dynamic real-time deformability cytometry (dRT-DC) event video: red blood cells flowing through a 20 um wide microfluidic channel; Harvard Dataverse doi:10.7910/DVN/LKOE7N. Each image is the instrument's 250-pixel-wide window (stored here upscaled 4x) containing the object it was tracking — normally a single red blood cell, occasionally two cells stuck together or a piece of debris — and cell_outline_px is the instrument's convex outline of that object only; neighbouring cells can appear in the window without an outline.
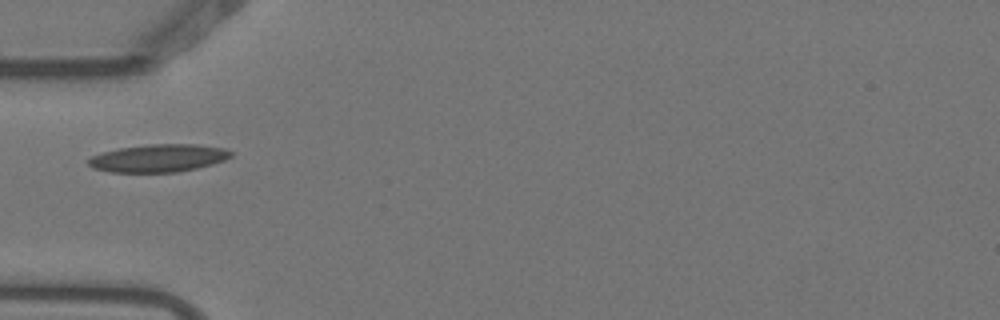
{"species": "Egyptian fruit bat (a non-hibernating species)", "species_latin": "Rousettus aegyptiacus", "temperature_condition": "warm", "stored_images_in_passage": 5, "camera_frame_rate_fps": 3000, "um_per_image_px": 0.085, "animal": {"sex": "female"}, "frame": {"image": 1, "passage_image": 5, "time_ms": 1.333, "image_size_px": [1000, 320], "cell_outline_px": [[232, 156], [224, 160], [212, 164], [196, 168], [176, 172], [112, 172], [92, 168], [88, 164], [88, 160], [92, 156], [104, 152], [120, 148], [148, 144], [196, 144], [224, 148], [232, 152]], "centroid_in_image_um": [13.48, 13.44], "position_along_channel_um": 71.5, "area_um2": 22.89}}